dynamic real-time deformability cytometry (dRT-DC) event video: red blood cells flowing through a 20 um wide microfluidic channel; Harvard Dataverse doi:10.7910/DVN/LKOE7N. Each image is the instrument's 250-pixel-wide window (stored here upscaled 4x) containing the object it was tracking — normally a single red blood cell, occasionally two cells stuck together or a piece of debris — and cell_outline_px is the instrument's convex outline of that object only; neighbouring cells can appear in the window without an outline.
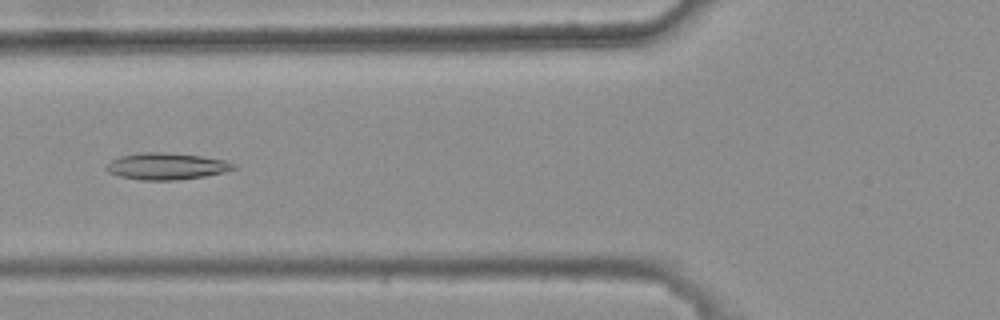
{"species": "common noctule bat (a hibernating species)", "species_latin": "Nyctalus noctula", "temperature_condition": "warm", "stored_images_in_passage": 4, "camera_frame_rate_fps": 3000, "um_per_image_px": 0.085, "animal": {"sex": "female", "body_mass_g": 25.1}, "frame": {"image": 1, "passage_image": 4, "time_ms": 1.0, "image_size_px": [1000, 320], "cell_outline_px": [[236, 168], [224, 172], [204, 176], [176, 180], [140, 180], [120, 176], [108, 172], [104, 168], [112, 160], [120, 156], [136, 152], [160, 152], [200, 156], [224, 160], [236, 164]], "centroid_in_image_um": [14.12, 14.13], "position_along_channel_um": 111.7, "area_um2": 19.71}}